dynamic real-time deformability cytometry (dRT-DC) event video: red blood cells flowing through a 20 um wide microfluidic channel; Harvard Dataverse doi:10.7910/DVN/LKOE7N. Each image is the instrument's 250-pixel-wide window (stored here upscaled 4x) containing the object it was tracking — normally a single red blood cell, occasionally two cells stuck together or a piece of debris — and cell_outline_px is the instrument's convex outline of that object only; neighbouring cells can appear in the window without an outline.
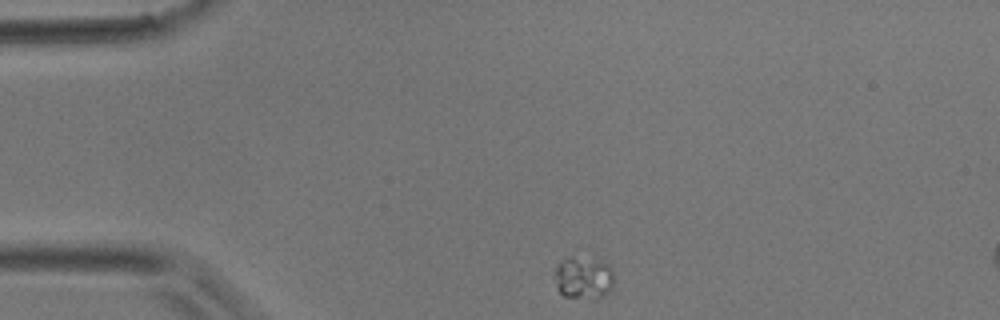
{"species": "common noctule bat (a hibernating species)", "species_latin": "Nyctalus noctula", "temperature_condition": "room temperature", "stored_images_in_passage": 3, "segment_of_instrument_passage": [1, 2], "camera_frame_rate_fps": 3000, "um_per_image_px": 0.085, "animal": {"sex": "male", "body_mass_g": 17.9}, "frame": {"image": 1, "passage_image": 1, "time_ms": 0.0, "image_size_px": [1000, 320], "cell_outline_px": [[612, 288], [608, 292], [596, 300], [592, 300], [564, 296], [560, 292], [556, 284], [556, 268], [564, 260], [572, 256], [600, 260], [608, 264], [612, 268]], "centroid_in_image_um": [49.63, 23.64], "position_along_channel_um": 35.4, "area_um2": 14.62}}